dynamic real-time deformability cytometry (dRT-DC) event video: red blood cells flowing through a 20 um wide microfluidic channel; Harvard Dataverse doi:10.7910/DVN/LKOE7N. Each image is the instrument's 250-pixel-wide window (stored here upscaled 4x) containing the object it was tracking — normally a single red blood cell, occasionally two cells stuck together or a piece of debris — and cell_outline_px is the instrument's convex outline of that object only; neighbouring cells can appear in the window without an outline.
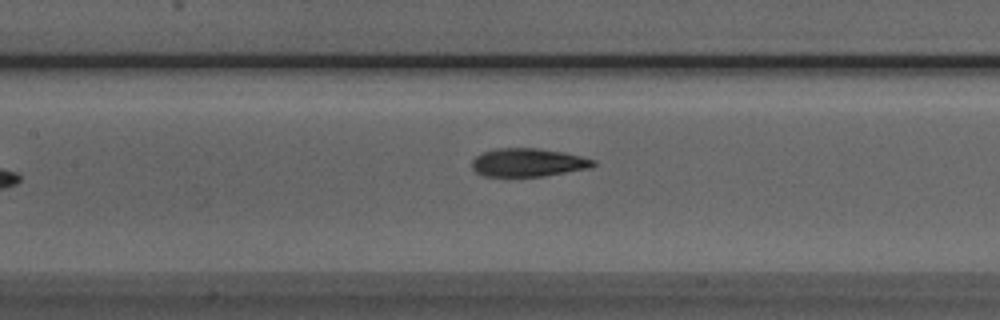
{"species": "Egyptian fruit bat (a non-hibernating species)", "species_latin": "Rousettus aegyptiacus", "temperature_condition": "room temperature", "stored_images_in_passage": 7, "camera_frame_rate_fps": 3000, "um_per_image_px": 0.085, "animal": {"sex": "male"}, "frame": {"image": 1, "passage_image": 7, "time_ms": 7.0, "image_size_px": [1000, 320], "cell_outline_px": [[596, 164], [592, 168], [544, 176], [484, 176], [476, 172], [472, 168], [472, 160], [476, 156], [484, 152], [496, 148], [536, 148], [564, 152], [596, 160]], "centroid_in_image_um": [44.91, 13.81], "position_along_channel_um": 162.5, "area_um2": 20.06}}